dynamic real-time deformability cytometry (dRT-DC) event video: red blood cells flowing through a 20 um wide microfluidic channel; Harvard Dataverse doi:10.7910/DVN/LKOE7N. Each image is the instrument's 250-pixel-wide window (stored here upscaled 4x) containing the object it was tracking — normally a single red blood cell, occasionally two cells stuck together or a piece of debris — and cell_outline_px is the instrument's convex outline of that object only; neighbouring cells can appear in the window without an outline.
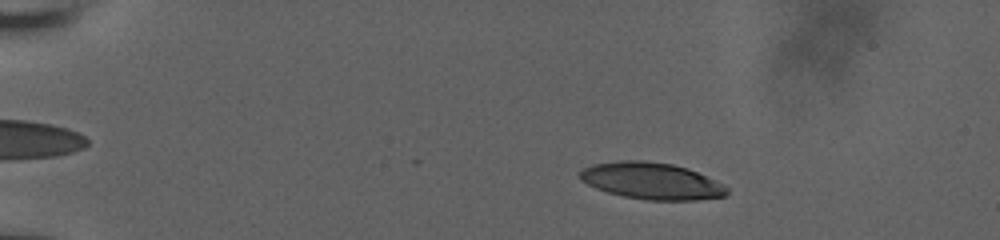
{"species": "human", "species_latin": "Homo sapiens", "temperature_condition": "room temperature", "stored_images_in_passage": 50, "camera_frame_rate_fps": 3000, "um_per_image_px": 0.085, "donor": {"sex": "male"}, "frame": {"image": 1, "passage_image": 7, "time_ms": 2.0, "image_size_px": [1000, 240], "cell_outline_px": [[728, 192], [724, 196], [696, 200], [648, 200], [624, 196], [608, 192], [596, 188], [580, 180], [580, 172], [584, 168], [592, 164], [620, 160], [644, 160], [672, 164], [688, 168], [728, 188]], "centroid_in_image_um": [55.34, 15.37], "position_along_channel_um": 29.7, "area_um2": 31.1}}
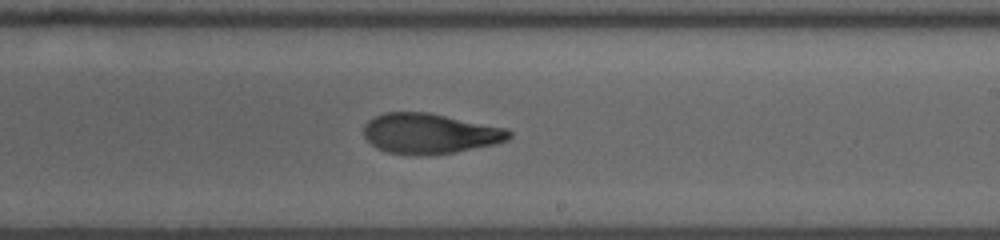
{"frame": {"image": 2, "passage_image": 32, "time_ms": 10.333, "image_size_px": [1000, 240], "cell_outline_px": [[512, 136], [508, 140], [496, 144], [456, 152], [420, 156], [388, 152], [376, 148], [364, 136], [364, 124], [368, 120], [384, 112], [428, 112], [508, 128], [512, 132]], "centroid_in_image_um": [36.56, 11.35], "position_along_channel_um": 252.4, "area_um2": 34.39}}
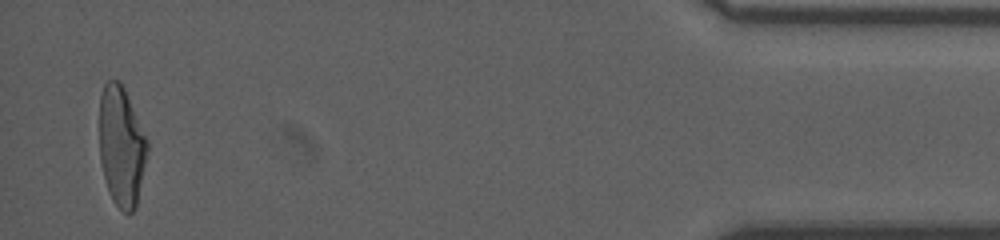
{"frame": {"image": 3, "passage_image": 50, "time_ms": 16.333, "image_size_px": [1000, 240], "cell_outline_px": [[148, 148], [136, 208], [132, 212], [124, 212], [112, 200], [104, 176], [100, 160], [100, 96], [104, 84], [108, 80], [120, 80], [124, 88], [148, 140]], "centroid_in_image_um": [10.32, 12.41], "position_along_channel_um": 424.9, "area_um2": 33.23}, "authors_computed_cell_mechanics": {"area_um2": 34.2176, "velocity_mm_per_s": 3.8546, "shape_relaxation_time_tau1_ms": 6.2736, "shape_relaxation_time_tau2_ms": 2.124, "deformation_change_tau1": 0.251, "deformation_change_tau2": 0.0892}}